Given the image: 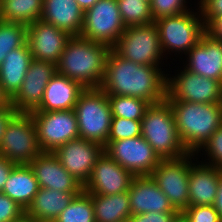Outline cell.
<instances>
[{
    "instance_id": "obj_1",
    "label": "cell",
    "mask_w": 222,
    "mask_h": 222,
    "mask_svg": "<svg viewBox=\"0 0 222 222\" xmlns=\"http://www.w3.org/2000/svg\"><path fill=\"white\" fill-rule=\"evenodd\" d=\"M167 76L161 65H140L111 49L100 88L107 95L132 96L157 104L166 99Z\"/></svg>"
},
{
    "instance_id": "obj_18",
    "label": "cell",
    "mask_w": 222,
    "mask_h": 222,
    "mask_svg": "<svg viewBox=\"0 0 222 222\" xmlns=\"http://www.w3.org/2000/svg\"><path fill=\"white\" fill-rule=\"evenodd\" d=\"M40 188L81 193L83 185L59 162L53 152H41L30 163Z\"/></svg>"
},
{
    "instance_id": "obj_24",
    "label": "cell",
    "mask_w": 222,
    "mask_h": 222,
    "mask_svg": "<svg viewBox=\"0 0 222 222\" xmlns=\"http://www.w3.org/2000/svg\"><path fill=\"white\" fill-rule=\"evenodd\" d=\"M32 60L27 42L10 51L4 58L0 66V83L10 99L20 90Z\"/></svg>"
},
{
    "instance_id": "obj_21",
    "label": "cell",
    "mask_w": 222,
    "mask_h": 222,
    "mask_svg": "<svg viewBox=\"0 0 222 222\" xmlns=\"http://www.w3.org/2000/svg\"><path fill=\"white\" fill-rule=\"evenodd\" d=\"M200 162L190 165L189 206L214 205L216 201L222 169Z\"/></svg>"
},
{
    "instance_id": "obj_35",
    "label": "cell",
    "mask_w": 222,
    "mask_h": 222,
    "mask_svg": "<svg viewBox=\"0 0 222 222\" xmlns=\"http://www.w3.org/2000/svg\"><path fill=\"white\" fill-rule=\"evenodd\" d=\"M186 4V0H150L153 19L181 14L190 9Z\"/></svg>"
},
{
    "instance_id": "obj_47",
    "label": "cell",
    "mask_w": 222,
    "mask_h": 222,
    "mask_svg": "<svg viewBox=\"0 0 222 222\" xmlns=\"http://www.w3.org/2000/svg\"><path fill=\"white\" fill-rule=\"evenodd\" d=\"M172 222H189L182 212H179Z\"/></svg>"
},
{
    "instance_id": "obj_20",
    "label": "cell",
    "mask_w": 222,
    "mask_h": 222,
    "mask_svg": "<svg viewBox=\"0 0 222 222\" xmlns=\"http://www.w3.org/2000/svg\"><path fill=\"white\" fill-rule=\"evenodd\" d=\"M131 215L178 212L151 176H135L128 190Z\"/></svg>"
},
{
    "instance_id": "obj_7",
    "label": "cell",
    "mask_w": 222,
    "mask_h": 222,
    "mask_svg": "<svg viewBox=\"0 0 222 222\" xmlns=\"http://www.w3.org/2000/svg\"><path fill=\"white\" fill-rule=\"evenodd\" d=\"M112 49L122 58L140 65H160L164 57L155 22L126 27Z\"/></svg>"
},
{
    "instance_id": "obj_16",
    "label": "cell",
    "mask_w": 222,
    "mask_h": 222,
    "mask_svg": "<svg viewBox=\"0 0 222 222\" xmlns=\"http://www.w3.org/2000/svg\"><path fill=\"white\" fill-rule=\"evenodd\" d=\"M134 177L104 151L97 159L83 191L106 196L127 192Z\"/></svg>"
},
{
    "instance_id": "obj_30",
    "label": "cell",
    "mask_w": 222,
    "mask_h": 222,
    "mask_svg": "<svg viewBox=\"0 0 222 222\" xmlns=\"http://www.w3.org/2000/svg\"><path fill=\"white\" fill-rule=\"evenodd\" d=\"M112 117L141 120L150 103L132 96L108 95Z\"/></svg>"
},
{
    "instance_id": "obj_15",
    "label": "cell",
    "mask_w": 222,
    "mask_h": 222,
    "mask_svg": "<svg viewBox=\"0 0 222 222\" xmlns=\"http://www.w3.org/2000/svg\"><path fill=\"white\" fill-rule=\"evenodd\" d=\"M57 72L56 64L33 59L17 94L11 99L17 113H31L41 104L46 85Z\"/></svg>"
},
{
    "instance_id": "obj_27",
    "label": "cell",
    "mask_w": 222,
    "mask_h": 222,
    "mask_svg": "<svg viewBox=\"0 0 222 222\" xmlns=\"http://www.w3.org/2000/svg\"><path fill=\"white\" fill-rule=\"evenodd\" d=\"M94 206L95 222H126L131 216L129 193L89 194Z\"/></svg>"
},
{
    "instance_id": "obj_26",
    "label": "cell",
    "mask_w": 222,
    "mask_h": 222,
    "mask_svg": "<svg viewBox=\"0 0 222 222\" xmlns=\"http://www.w3.org/2000/svg\"><path fill=\"white\" fill-rule=\"evenodd\" d=\"M39 189L38 181L30 165L16 164L4 184L2 193L26 210Z\"/></svg>"
},
{
    "instance_id": "obj_28",
    "label": "cell",
    "mask_w": 222,
    "mask_h": 222,
    "mask_svg": "<svg viewBox=\"0 0 222 222\" xmlns=\"http://www.w3.org/2000/svg\"><path fill=\"white\" fill-rule=\"evenodd\" d=\"M2 21L28 26L41 19L43 0H0Z\"/></svg>"
},
{
    "instance_id": "obj_37",
    "label": "cell",
    "mask_w": 222,
    "mask_h": 222,
    "mask_svg": "<svg viewBox=\"0 0 222 222\" xmlns=\"http://www.w3.org/2000/svg\"><path fill=\"white\" fill-rule=\"evenodd\" d=\"M24 213L25 210L15 201L0 192V222H13L19 219Z\"/></svg>"
},
{
    "instance_id": "obj_3",
    "label": "cell",
    "mask_w": 222,
    "mask_h": 222,
    "mask_svg": "<svg viewBox=\"0 0 222 222\" xmlns=\"http://www.w3.org/2000/svg\"><path fill=\"white\" fill-rule=\"evenodd\" d=\"M168 102L177 133L188 152L196 153L222 125V103Z\"/></svg>"
},
{
    "instance_id": "obj_31",
    "label": "cell",
    "mask_w": 222,
    "mask_h": 222,
    "mask_svg": "<svg viewBox=\"0 0 222 222\" xmlns=\"http://www.w3.org/2000/svg\"><path fill=\"white\" fill-rule=\"evenodd\" d=\"M54 222H95L91 196L85 191L76 195Z\"/></svg>"
},
{
    "instance_id": "obj_36",
    "label": "cell",
    "mask_w": 222,
    "mask_h": 222,
    "mask_svg": "<svg viewBox=\"0 0 222 222\" xmlns=\"http://www.w3.org/2000/svg\"><path fill=\"white\" fill-rule=\"evenodd\" d=\"M182 213L189 222H222L214 205H191Z\"/></svg>"
},
{
    "instance_id": "obj_13",
    "label": "cell",
    "mask_w": 222,
    "mask_h": 222,
    "mask_svg": "<svg viewBox=\"0 0 222 222\" xmlns=\"http://www.w3.org/2000/svg\"><path fill=\"white\" fill-rule=\"evenodd\" d=\"M104 151L134 176H150L161 158L140 135L117 141H107Z\"/></svg>"
},
{
    "instance_id": "obj_2",
    "label": "cell",
    "mask_w": 222,
    "mask_h": 222,
    "mask_svg": "<svg viewBox=\"0 0 222 222\" xmlns=\"http://www.w3.org/2000/svg\"><path fill=\"white\" fill-rule=\"evenodd\" d=\"M111 49L80 35L71 36L56 64L57 73L80 83L85 89L100 88Z\"/></svg>"
},
{
    "instance_id": "obj_8",
    "label": "cell",
    "mask_w": 222,
    "mask_h": 222,
    "mask_svg": "<svg viewBox=\"0 0 222 222\" xmlns=\"http://www.w3.org/2000/svg\"><path fill=\"white\" fill-rule=\"evenodd\" d=\"M195 155L189 152L182 157L161 159L150 175L178 212L189 206V173L190 165L197 161Z\"/></svg>"
},
{
    "instance_id": "obj_43",
    "label": "cell",
    "mask_w": 222,
    "mask_h": 222,
    "mask_svg": "<svg viewBox=\"0 0 222 222\" xmlns=\"http://www.w3.org/2000/svg\"><path fill=\"white\" fill-rule=\"evenodd\" d=\"M216 211L219 213L220 218L222 219V170L220 174L219 186L216 201L214 204Z\"/></svg>"
},
{
    "instance_id": "obj_46",
    "label": "cell",
    "mask_w": 222,
    "mask_h": 222,
    "mask_svg": "<svg viewBox=\"0 0 222 222\" xmlns=\"http://www.w3.org/2000/svg\"><path fill=\"white\" fill-rule=\"evenodd\" d=\"M13 222H38L33 217H30L26 215L25 213L17 220H14Z\"/></svg>"
},
{
    "instance_id": "obj_32",
    "label": "cell",
    "mask_w": 222,
    "mask_h": 222,
    "mask_svg": "<svg viewBox=\"0 0 222 222\" xmlns=\"http://www.w3.org/2000/svg\"><path fill=\"white\" fill-rule=\"evenodd\" d=\"M27 42V26L14 22H0V66L6 55Z\"/></svg>"
},
{
    "instance_id": "obj_17",
    "label": "cell",
    "mask_w": 222,
    "mask_h": 222,
    "mask_svg": "<svg viewBox=\"0 0 222 222\" xmlns=\"http://www.w3.org/2000/svg\"><path fill=\"white\" fill-rule=\"evenodd\" d=\"M70 35L41 19L27 26V44L33 59L57 64Z\"/></svg>"
},
{
    "instance_id": "obj_23",
    "label": "cell",
    "mask_w": 222,
    "mask_h": 222,
    "mask_svg": "<svg viewBox=\"0 0 222 222\" xmlns=\"http://www.w3.org/2000/svg\"><path fill=\"white\" fill-rule=\"evenodd\" d=\"M41 20L70 36H79L84 21V11L76 0H43Z\"/></svg>"
},
{
    "instance_id": "obj_6",
    "label": "cell",
    "mask_w": 222,
    "mask_h": 222,
    "mask_svg": "<svg viewBox=\"0 0 222 222\" xmlns=\"http://www.w3.org/2000/svg\"><path fill=\"white\" fill-rule=\"evenodd\" d=\"M160 38V46L166 52L187 54L205 33V25L199 7L197 12L187 10L181 14L154 21Z\"/></svg>"
},
{
    "instance_id": "obj_12",
    "label": "cell",
    "mask_w": 222,
    "mask_h": 222,
    "mask_svg": "<svg viewBox=\"0 0 222 222\" xmlns=\"http://www.w3.org/2000/svg\"><path fill=\"white\" fill-rule=\"evenodd\" d=\"M172 77L167 76V101L222 103V84L215 79L197 75L185 67Z\"/></svg>"
},
{
    "instance_id": "obj_44",
    "label": "cell",
    "mask_w": 222,
    "mask_h": 222,
    "mask_svg": "<svg viewBox=\"0 0 222 222\" xmlns=\"http://www.w3.org/2000/svg\"><path fill=\"white\" fill-rule=\"evenodd\" d=\"M0 107H12L11 99L3 90L1 83H0Z\"/></svg>"
},
{
    "instance_id": "obj_40",
    "label": "cell",
    "mask_w": 222,
    "mask_h": 222,
    "mask_svg": "<svg viewBox=\"0 0 222 222\" xmlns=\"http://www.w3.org/2000/svg\"><path fill=\"white\" fill-rule=\"evenodd\" d=\"M17 113L13 107H0V144L10 119Z\"/></svg>"
},
{
    "instance_id": "obj_45",
    "label": "cell",
    "mask_w": 222,
    "mask_h": 222,
    "mask_svg": "<svg viewBox=\"0 0 222 222\" xmlns=\"http://www.w3.org/2000/svg\"><path fill=\"white\" fill-rule=\"evenodd\" d=\"M98 0H76L80 8L85 12L90 9Z\"/></svg>"
},
{
    "instance_id": "obj_5",
    "label": "cell",
    "mask_w": 222,
    "mask_h": 222,
    "mask_svg": "<svg viewBox=\"0 0 222 222\" xmlns=\"http://www.w3.org/2000/svg\"><path fill=\"white\" fill-rule=\"evenodd\" d=\"M74 110L79 137L105 146L112 120L108 95L101 88H87L77 99Z\"/></svg>"
},
{
    "instance_id": "obj_4",
    "label": "cell",
    "mask_w": 222,
    "mask_h": 222,
    "mask_svg": "<svg viewBox=\"0 0 222 222\" xmlns=\"http://www.w3.org/2000/svg\"><path fill=\"white\" fill-rule=\"evenodd\" d=\"M141 136L161 159L178 158L189 153L177 133L170 103L165 99L150 104L141 119Z\"/></svg>"
},
{
    "instance_id": "obj_25",
    "label": "cell",
    "mask_w": 222,
    "mask_h": 222,
    "mask_svg": "<svg viewBox=\"0 0 222 222\" xmlns=\"http://www.w3.org/2000/svg\"><path fill=\"white\" fill-rule=\"evenodd\" d=\"M78 194L40 188L25 214L38 222H54Z\"/></svg>"
},
{
    "instance_id": "obj_11",
    "label": "cell",
    "mask_w": 222,
    "mask_h": 222,
    "mask_svg": "<svg viewBox=\"0 0 222 222\" xmlns=\"http://www.w3.org/2000/svg\"><path fill=\"white\" fill-rule=\"evenodd\" d=\"M42 152H53L70 140L79 138L77 116L74 109L59 111H33L30 113Z\"/></svg>"
},
{
    "instance_id": "obj_33",
    "label": "cell",
    "mask_w": 222,
    "mask_h": 222,
    "mask_svg": "<svg viewBox=\"0 0 222 222\" xmlns=\"http://www.w3.org/2000/svg\"><path fill=\"white\" fill-rule=\"evenodd\" d=\"M141 135V120L112 117L107 141H117Z\"/></svg>"
},
{
    "instance_id": "obj_29",
    "label": "cell",
    "mask_w": 222,
    "mask_h": 222,
    "mask_svg": "<svg viewBox=\"0 0 222 222\" xmlns=\"http://www.w3.org/2000/svg\"><path fill=\"white\" fill-rule=\"evenodd\" d=\"M117 2L126 27L154 22L149 0H117Z\"/></svg>"
},
{
    "instance_id": "obj_41",
    "label": "cell",
    "mask_w": 222,
    "mask_h": 222,
    "mask_svg": "<svg viewBox=\"0 0 222 222\" xmlns=\"http://www.w3.org/2000/svg\"><path fill=\"white\" fill-rule=\"evenodd\" d=\"M15 165V163L0 155V192H2L4 184L7 182L11 170Z\"/></svg>"
},
{
    "instance_id": "obj_48",
    "label": "cell",
    "mask_w": 222,
    "mask_h": 222,
    "mask_svg": "<svg viewBox=\"0 0 222 222\" xmlns=\"http://www.w3.org/2000/svg\"><path fill=\"white\" fill-rule=\"evenodd\" d=\"M2 21V18H1V9H0V22Z\"/></svg>"
},
{
    "instance_id": "obj_19",
    "label": "cell",
    "mask_w": 222,
    "mask_h": 222,
    "mask_svg": "<svg viewBox=\"0 0 222 222\" xmlns=\"http://www.w3.org/2000/svg\"><path fill=\"white\" fill-rule=\"evenodd\" d=\"M186 55V69L222 84V41L213 39L205 32Z\"/></svg>"
},
{
    "instance_id": "obj_9",
    "label": "cell",
    "mask_w": 222,
    "mask_h": 222,
    "mask_svg": "<svg viewBox=\"0 0 222 222\" xmlns=\"http://www.w3.org/2000/svg\"><path fill=\"white\" fill-rule=\"evenodd\" d=\"M41 152L31 114L16 113L6 127L0 155L15 164H29Z\"/></svg>"
},
{
    "instance_id": "obj_42",
    "label": "cell",
    "mask_w": 222,
    "mask_h": 222,
    "mask_svg": "<svg viewBox=\"0 0 222 222\" xmlns=\"http://www.w3.org/2000/svg\"><path fill=\"white\" fill-rule=\"evenodd\" d=\"M205 32L217 41H222V17L212 20L206 27Z\"/></svg>"
},
{
    "instance_id": "obj_10",
    "label": "cell",
    "mask_w": 222,
    "mask_h": 222,
    "mask_svg": "<svg viewBox=\"0 0 222 222\" xmlns=\"http://www.w3.org/2000/svg\"><path fill=\"white\" fill-rule=\"evenodd\" d=\"M125 28L117 0H98L84 12L80 36L112 48Z\"/></svg>"
},
{
    "instance_id": "obj_39",
    "label": "cell",
    "mask_w": 222,
    "mask_h": 222,
    "mask_svg": "<svg viewBox=\"0 0 222 222\" xmlns=\"http://www.w3.org/2000/svg\"><path fill=\"white\" fill-rule=\"evenodd\" d=\"M179 212H150L131 215L128 222H172Z\"/></svg>"
},
{
    "instance_id": "obj_34",
    "label": "cell",
    "mask_w": 222,
    "mask_h": 222,
    "mask_svg": "<svg viewBox=\"0 0 222 222\" xmlns=\"http://www.w3.org/2000/svg\"><path fill=\"white\" fill-rule=\"evenodd\" d=\"M203 151L205 153V158L207 155L208 160L205 164L212 167L222 169V125L211 135V137L203 144V146L195 153ZM205 150V151H204Z\"/></svg>"
},
{
    "instance_id": "obj_22",
    "label": "cell",
    "mask_w": 222,
    "mask_h": 222,
    "mask_svg": "<svg viewBox=\"0 0 222 222\" xmlns=\"http://www.w3.org/2000/svg\"><path fill=\"white\" fill-rule=\"evenodd\" d=\"M85 88L78 82L57 72L46 85L40 106L35 111H59L75 108Z\"/></svg>"
},
{
    "instance_id": "obj_38",
    "label": "cell",
    "mask_w": 222,
    "mask_h": 222,
    "mask_svg": "<svg viewBox=\"0 0 222 222\" xmlns=\"http://www.w3.org/2000/svg\"><path fill=\"white\" fill-rule=\"evenodd\" d=\"M198 4L205 27L212 20L222 17V0H200Z\"/></svg>"
},
{
    "instance_id": "obj_14",
    "label": "cell",
    "mask_w": 222,
    "mask_h": 222,
    "mask_svg": "<svg viewBox=\"0 0 222 222\" xmlns=\"http://www.w3.org/2000/svg\"><path fill=\"white\" fill-rule=\"evenodd\" d=\"M103 152L104 146L100 143L79 137L59 146L53 154L60 164L84 186Z\"/></svg>"
}]
</instances>
